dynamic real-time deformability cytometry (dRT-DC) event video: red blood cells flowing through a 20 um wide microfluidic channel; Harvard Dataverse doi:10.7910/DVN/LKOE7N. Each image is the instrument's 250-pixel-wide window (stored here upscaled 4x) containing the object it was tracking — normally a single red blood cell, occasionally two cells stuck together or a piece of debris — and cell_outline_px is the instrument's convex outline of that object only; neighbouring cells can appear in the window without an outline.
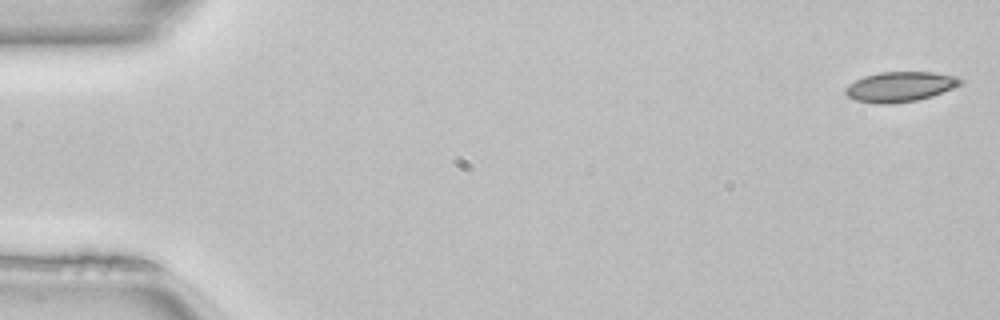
{"species": "common noctule bat (a hibernating species)", "species_latin": "Nyctalus noctula", "temperature_condition": "room temperature", "stored_images_in_passage": 50, "camera_frame_rate_fps": 3000, "um_per_image_px": 0.085, "animal": {"sex": "female", "body_mass_g": 22.7, "forearm_length_mm": 54.2}, "frame": {"image": 1, "passage_image": 1, "time_ms": 0.0, "image_size_px": [1000, 320], "cell_outline_px": [[964, 80], [960, 84], [952, 88], [932, 96], [916, 100], [892, 104], [876, 104], [856, 100], [848, 96], [844, 92], [844, 88], [848, 84], [864, 76], [880, 72], [932, 72], [956, 76]], "centroid_in_image_um": [76.48, 7.37], "position_along_channel_um": 8.5, "area_um2": 20.11}}
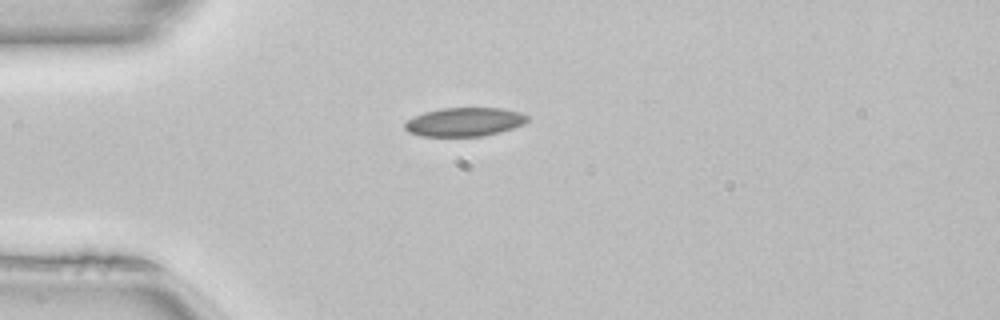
{"frame": {"image": 2, "passage_image": 13, "time_ms": 4.0, "image_size_px": [1000, 320], "cell_outline_px": [[528, 120], [524, 124], [500, 132], [480, 136], [420, 136], [408, 132], [404, 128], [404, 120], [424, 112], [444, 108], [500, 108], [520, 112], [528, 116]], "centroid_in_image_um": [39.44, 10.36], "position_along_channel_um": 45.6, "area_um2": 20.58}}
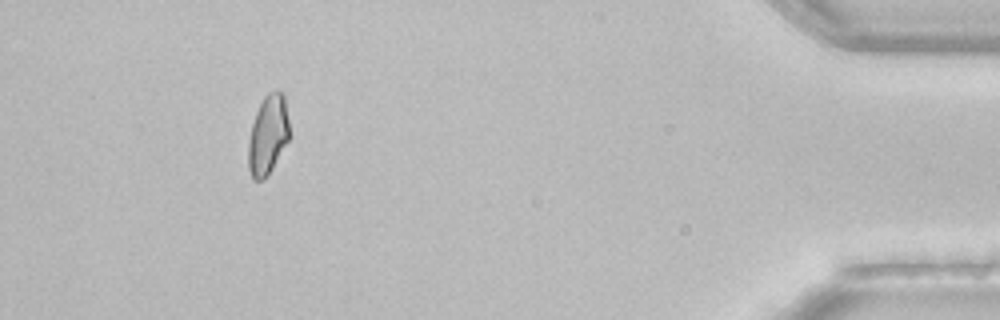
{"frame": {"image": 3, "passage_image": 46, "time_ms": 15.0, "image_size_px": [1000, 320], "cell_outline_px": [[288, 140], [272, 168], [264, 180], [252, 180], [248, 168], [248, 140], [252, 124], [256, 112], [264, 96], [268, 92], [280, 92], [284, 96], [288, 120]], "centroid_in_image_um": [22.74, 11.5], "position_along_channel_um": 412.5, "area_um2": 18.73}, "authors_computed_cell_mechanics": {"area_um2": 19.8543, "velocity_mm_per_s": 4.0787, "shape_relaxation_time_tau1_ms": 8.7643, "shape_relaxation_time_tau2_ms": 7.0783, "deformation_change_tau1": 0.1406, "deformation_change_tau2": 0.1018}}